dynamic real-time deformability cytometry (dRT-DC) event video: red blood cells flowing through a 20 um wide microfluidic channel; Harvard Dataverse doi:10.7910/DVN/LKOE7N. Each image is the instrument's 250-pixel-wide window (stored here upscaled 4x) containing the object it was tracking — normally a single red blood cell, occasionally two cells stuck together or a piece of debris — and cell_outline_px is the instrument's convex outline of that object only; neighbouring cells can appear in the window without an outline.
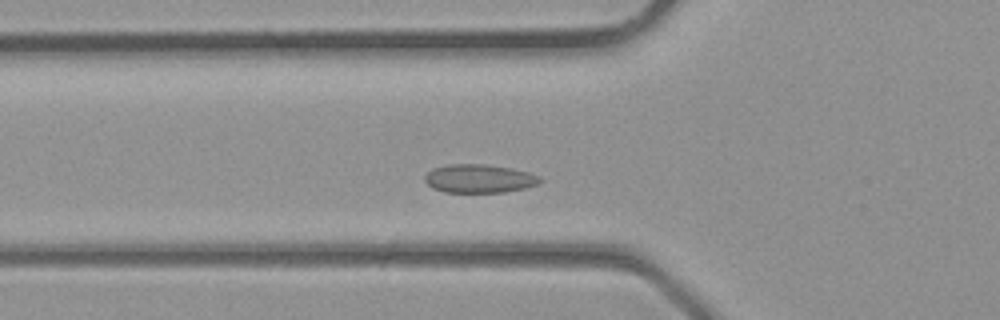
{"species": "common noctule bat (a hibernating species)", "species_latin": "Nyctalus noctula", "temperature_condition": "room temperature", "stored_images_in_passage": 32, "camera_frame_rate_fps": 3000, "um_per_image_px": 0.085, "animal": {"sex": "male", "body_mass_g": 23.1, "forearm_length_mm": 52.7}, "frame": {"image": 1, "passage_image": 7, "time_ms": 2.0, "image_size_px": [1000, 320], "cell_outline_px": [[544, 180], [536, 184], [524, 188], [504, 192], [444, 192], [432, 188], [424, 180], [424, 176], [432, 168], [448, 164], [484, 164], [512, 168], [528, 172], [540, 176]], "centroid_in_image_um": [40.72, 15.17], "position_along_channel_um": 85.1, "area_um2": 19.19}}
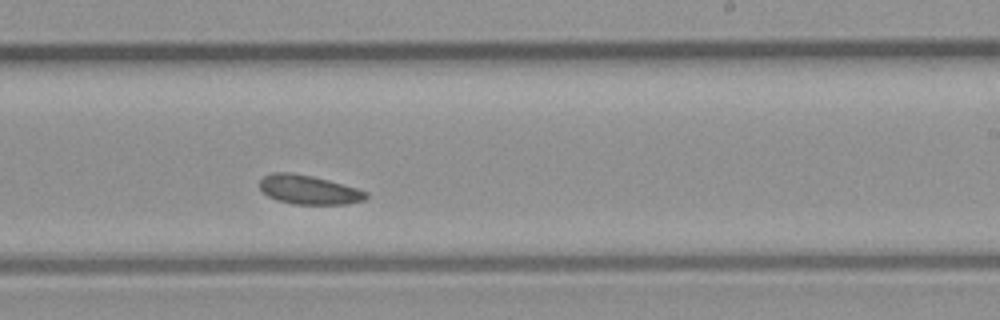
{"frame": {"image": 2, "passage_image": 17, "time_ms": 5.333, "image_size_px": [1000, 320], "cell_outline_px": [[368, 196], [364, 200], [348, 204], [292, 204], [276, 200], [268, 196], [260, 188], [260, 180], [264, 176], [272, 172], [292, 172], [312, 176], [328, 180], [356, 188], [368, 192]], "centroid_in_image_um": [26.23, 16.13], "position_along_channel_um": 262.8, "area_um2": 18.03}}
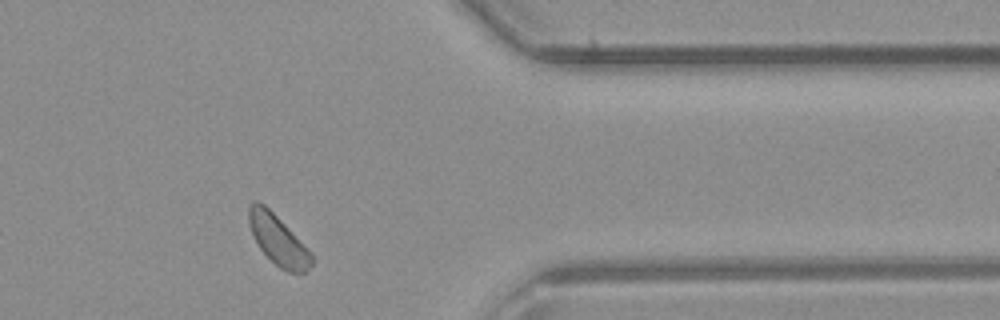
{"frame": {"image": 3, "passage_image": 25, "time_ms": 8.0, "image_size_px": [1000, 320], "cell_outline_px": [[312, 264], [304, 272], [288, 272], [280, 268], [260, 248], [248, 224], [248, 204], [252, 200], [256, 200], [264, 204], [312, 252]], "centroid_in_image_um": [23.61, 20.36], "position_along_channel_um": 387.8, "area_um2": 17.92}}